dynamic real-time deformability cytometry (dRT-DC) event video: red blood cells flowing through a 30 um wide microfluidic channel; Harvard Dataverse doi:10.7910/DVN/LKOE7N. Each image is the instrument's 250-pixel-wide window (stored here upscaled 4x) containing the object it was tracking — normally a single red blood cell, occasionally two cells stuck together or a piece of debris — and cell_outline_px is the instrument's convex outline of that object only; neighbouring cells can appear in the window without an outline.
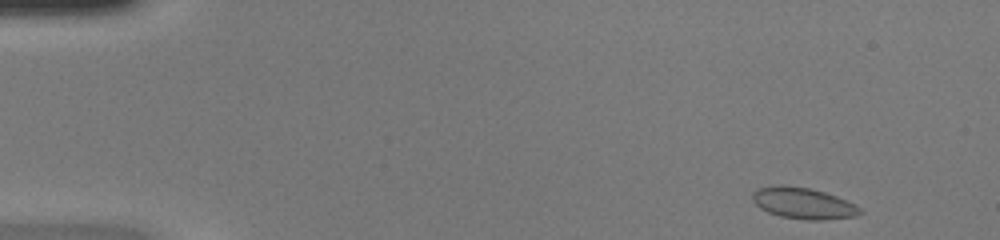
{"species": "common noctule bat (a hibernating species)", "species_latin": "Nyctalus noctula", "temperature_condition": "warm", "stored_images_in_passage": 45, "camera_frame_rate_fps": 3000, "um_per_image_px": 0.085, "animal": {"sex": "female", "body_mass_g": 20.0, "forearm_length_mm": 54.0}, "frame": {"image": 1, "passage_image": 1, "time_ms": 0.0, "image_size_px": [1000, 240], "cell_outline_px": [[864, 212], [856, 216], [820, 220], [808, 220], [780, 216], [768, 212], [760, 208], [752, 200], [752, 192], [756, 188], [780, 184], [808, 188], [824, 192], [836, 196], [856, 204]], "centroid_in_image_um": [68.26, 17.27], "position_along_channel_um": 16.7, "area_um2": 19.65}}
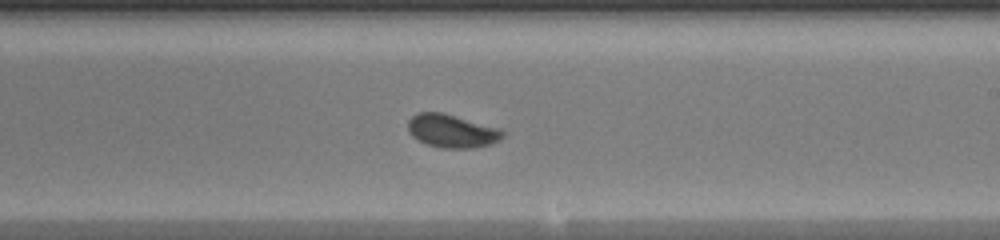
{"frame": {"image": 2, "passage_image": 26, "time_ms": 8.333, "image_size_px": [1000, 240], "cell_outline_px": [[504, 136], [500, 140], [492, 144], [476, 148], [444, 148], [428, 144], [412, 136], [408, 132], [408, 120], [412, 116], [420, 112], [444, 112], [500, 128], [504, 132]], "centroid_in_image_um": [38.44, 11.13], "position_along_channel_um": 250.6, "area_um2": 18.5}}
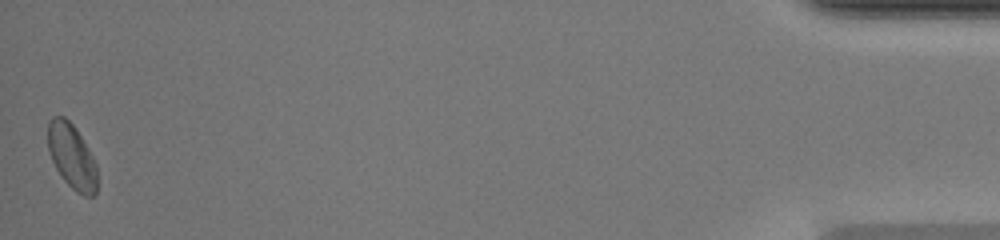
{"frame": {"image": 3, "passage_image": 45, "time_ms": 14.667, "image_size_px": [1000, 240], "cell_outline_px": [[96, 192], [92, 196], [84, 196], [76, 192], [64, 180], [56, 168], [52, 160], [48, 148], [48, 120], [52, 116], [64, 116], [76, 128], [88, 148], [96, 164]], "centroid_in_image_um": [6.09, 13.27], "position_along_channel_um": 429.1, "area_um2": 18.5}, "authors_computed_cell_mechanics": {"area_um2": 18.3226, "velocity_mm_per_s": 4.2498, "shape_relaxation_time_tau1_ms": 3.2884, "shape_relaxation_time_tau2_ms": null, "deformation_change_tau1": 0.1071, "deformation_change_tau2": null}}